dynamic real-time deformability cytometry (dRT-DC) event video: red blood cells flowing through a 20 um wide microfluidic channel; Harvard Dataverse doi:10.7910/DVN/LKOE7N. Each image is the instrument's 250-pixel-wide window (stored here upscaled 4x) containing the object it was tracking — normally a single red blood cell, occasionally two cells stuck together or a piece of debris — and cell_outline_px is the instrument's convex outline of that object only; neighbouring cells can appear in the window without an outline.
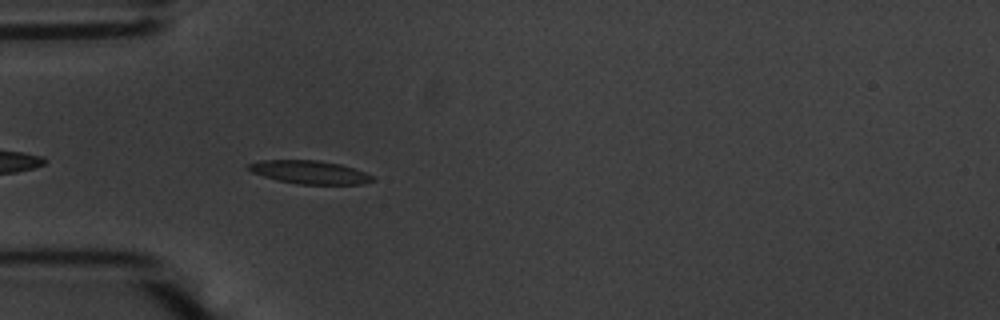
{"species": "common noctule bat (a hibernating species)", "species_latin": "Nyctalus noctula", "temperature_condition": "warm", "stored_images_in_passage": 7, "camera_frame_rate_fps": 3000, "um_per_image_px": 0.085, "animal": {"sex": "male", "body_mass_g": 20.1, "forearm_length_mm": 53.5}, "frame": {"image": 1, "passage_image": 4, "time_ms": 1.0, "image_size_px": [1000, 320], "cell_outline_px": [[376, 180], [360, 184], [300, 184], [276, 180], [252, 172], [244, 168], [248, 164], [260, 160], [316, 160], [340, 164], [364, 172], [372, 176]], "centroid_in_image_um": [26.27, 14.63], "position_along_channel_um": 58.7, "area_um2": 16.7}}